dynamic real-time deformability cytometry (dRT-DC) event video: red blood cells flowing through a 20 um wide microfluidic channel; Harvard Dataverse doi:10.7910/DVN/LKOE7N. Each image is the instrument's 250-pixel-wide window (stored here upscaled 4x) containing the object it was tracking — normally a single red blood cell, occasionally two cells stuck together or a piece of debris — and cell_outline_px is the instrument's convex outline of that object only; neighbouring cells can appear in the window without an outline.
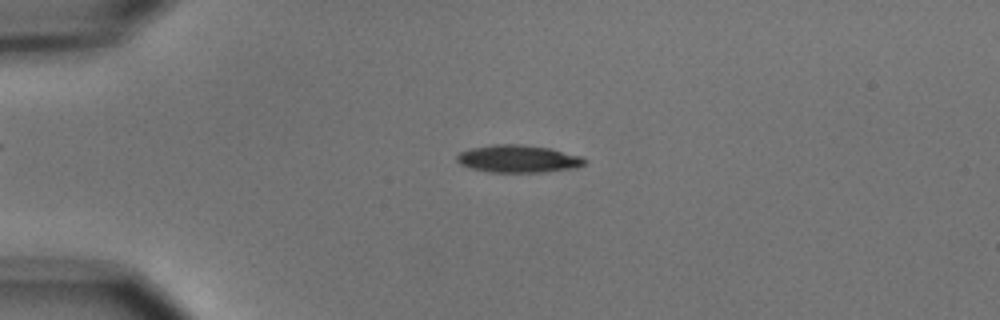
{"species": "common noctule bat (a hibernating species)", "species_latin": "Nyctalus noctula", "temperature_condition": "cold", "stored_images_in_passage": 6, "camera_frame_rate_fps": 3000, "um_per_image_px": 0.085, "animal": {"sex": "male", "body_mass_g": 15.6}, "frame": {"image": 1, "passage_image": 4, "time_ms": 3.333, "image_size_px": [1000, 320], "cell_outline_px": [[588, 160], [584, 164], [576, 168], [540, 172], [488, 172], [472, 168], [460, 164], [456, 160], [456, 156], [460, 152], [472, 148], [492, 144], [524, 144], [548, 148], [580, 156]], "centroid_in_image_um": [44.03, 13.5], "position_along_channel_um": 41.0, "area_um2": 20.4}}
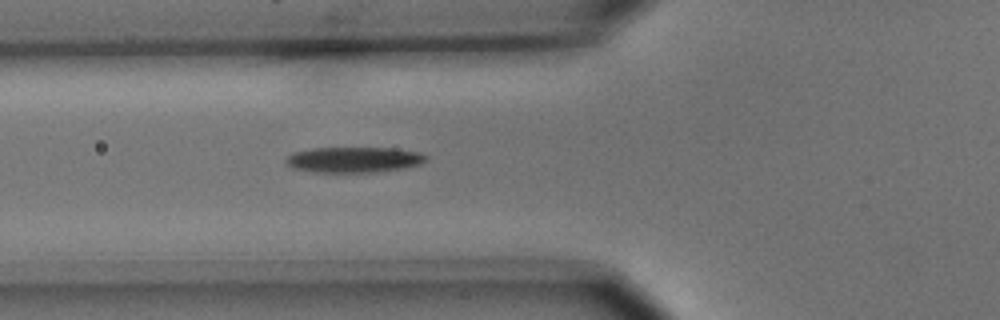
{"frame": {"image": 2, "passage_image": 6, "time_ms": 5.667, "image_size_px": [1000, 320], "cell_outline_px": [[428, 160], [420, 164], [400, 168], [376, 172], [312, 172], [292, 168], [284, 160], [292, 152], [312, 148], [396, 148], [420, 152], [428, 156]], "centroid_in_image_um": [30.07, 13.57], "position_along_channel_um": 95.7, "area_um2": 20.98}}